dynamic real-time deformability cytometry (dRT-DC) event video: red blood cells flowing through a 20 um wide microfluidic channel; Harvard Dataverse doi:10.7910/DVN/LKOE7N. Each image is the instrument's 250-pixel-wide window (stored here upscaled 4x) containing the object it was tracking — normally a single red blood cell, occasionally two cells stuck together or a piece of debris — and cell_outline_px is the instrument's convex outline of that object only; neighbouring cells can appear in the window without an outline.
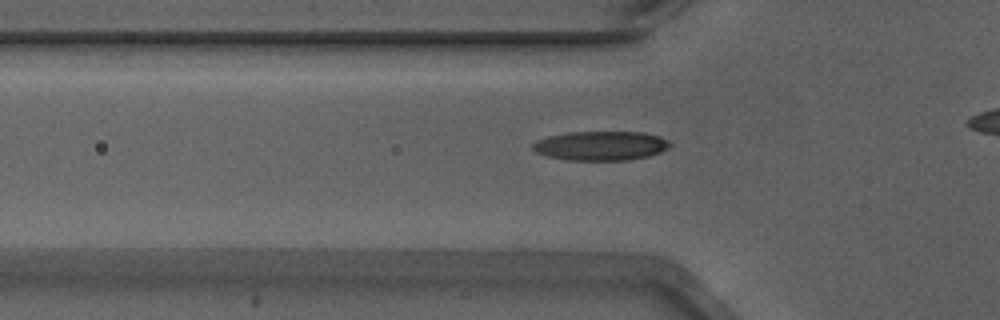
{"species": "Egyptian fruit bat (a non-hibernating species)", "species_latin": "Rousettus aegyptiacus", "temperature_condition": "warm", "stored_images_in_passage": 31, "camera_frame_rate_fps": 3000, "um_per_image_px": 0.085, "animal": {"sex": "male"}, "frame": {"image": 1, "passage_image": 5, "time_ms": 1.333, "image_size_px": [1000, 320], "cell_outline_px": [[672, 144], [668, 148], [660, 152], [648, 156], [628, 160], [568, 160], [548, 156], [536, 152], [532, 148], [532, 144], [536, 140], [548, 136], [568, 132], [644, 132], [660, 136], [668, 140]], "centroid_in_image_um": [51.08, 12.38], "position_along_channel_um": 74.7, "area_um2": 23.47}}
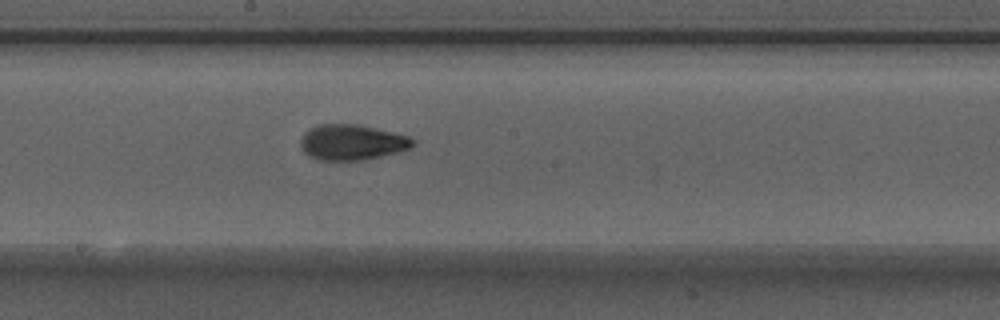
{"frame": {"image": 2, "passage_image": 16, "time_ms": 5.0, "image_size_px": [1000, 320], "cell_outline_px": [[416, 144], [408, 148], [396, 152], [364, 160], [320, 160], [308, 156], [304, 152], [300, 144], [300, 140], [304, 132], [308, 128], [316, 124], [356, 124], [376, 128], [408, 136], [416, 140]], "centroid_in_image_um": [29.88, 12.08], "position_along_channel_um": 218.3, "area_um2": 23.29}}
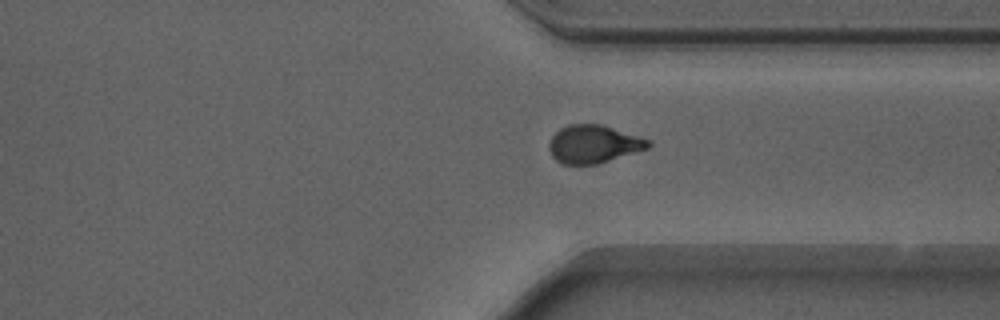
{"frame": {"image": 3, "passage_image": 27, "time_ms": 8.667, "image_size_px": [1000, 320], "cell_outline_px": [[652, 144], [648, 148], [596, 164], [564, 164], [556, 160], [552, 156], [548, 148], [548, 144], [552, 136], [560, 128], [568, 124], [600, 124], [640, 136], [652, 140]], "centroid_in_image_um": [50.45, 12.23], "position_along_channel_um": 361.0, "area_um2": 21.91}}